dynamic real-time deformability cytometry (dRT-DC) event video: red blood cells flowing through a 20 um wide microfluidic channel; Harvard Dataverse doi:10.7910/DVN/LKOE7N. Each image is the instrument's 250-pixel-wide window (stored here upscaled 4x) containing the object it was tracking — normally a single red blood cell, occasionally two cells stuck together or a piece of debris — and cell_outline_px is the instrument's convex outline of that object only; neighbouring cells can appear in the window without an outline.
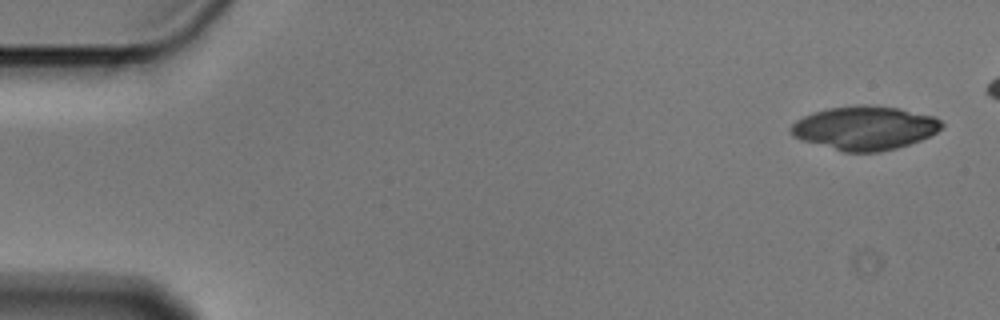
{"species": "Egyptian fruit bat (a non-hibernating species)", "species_latin": "Rousettus aegyptiacus", "temperature_condition": "cold", "stored_images_in_passage": 5, "camera_frame_rate_fps": 3000, "um_per_image_px": 0.085, "animal": {"sex": "male"}, "frame": {"image": 1, "passage_image": 1, "time_ms": 0.0, "image_size_px": [1000, 320], "cell_outline_px": [[944, 124], [936, 132], [920, 140], [896, 148], [880, 152], [844, 152], [800, 140], [792, 136], [788, 128], [796, 120], [812, 112], [828, 108], [860, 104], [864, 104], [900, 108], [932, 116], [940, 120]], "centroid_in_image_um": [73.45, 10.87], "position_along_channel_um": 11.6, "area_um2": 38.55}}
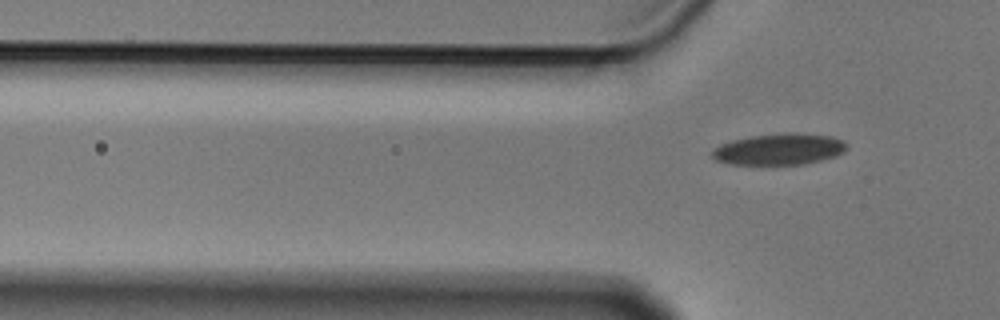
{"frame": {"image": 2, "passage_image": 5, "time_ms": 1.333, "image_size_px": [1000, 320], "cell_outline_px": [[848, 148], [844, 152], [836, 156], [804, 164], [728, 164], [716, 160], [712, 156], [712, 152], [720, 144], [732, 140], [752, 136], [784, 132], [796, 132], [832, 136], [844, 140], [848, 144]], "centroid_in_image_um": [66.29, 12.67], "position_along_channel_um": 59.5, "area_um2": 24.74}}